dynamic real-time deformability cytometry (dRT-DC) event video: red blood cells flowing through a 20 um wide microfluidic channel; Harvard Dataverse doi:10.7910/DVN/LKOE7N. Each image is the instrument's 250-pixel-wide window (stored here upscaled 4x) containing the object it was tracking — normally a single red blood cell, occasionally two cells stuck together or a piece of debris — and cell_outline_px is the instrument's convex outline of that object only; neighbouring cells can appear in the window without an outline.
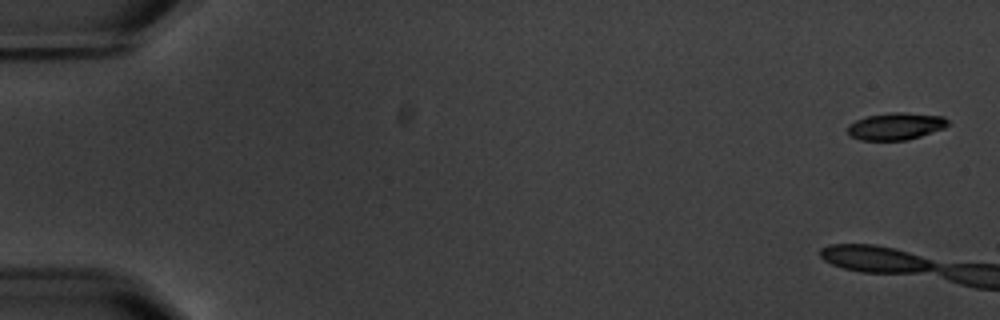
{"species": "common noctule bat (a hibernating species)", "species_latin": "Nyctalus noctula", "temperature_condition": "warm", "stored_images_in_passage": 6, "camera_frame_rate_fps": 3000, "um_per_image_px": 0.085, "animal": {"sex": "male", "body_mass_g": 20.1, "forearm_length_mm": 53.5}, "frame": {"image": 1, "passage_image": 1, "time_ms": 0.0, "image_size_px": [1000, 320], "cell_outline_px": [[948, 124], [944, 128], [908, 140], [860, 140], [848, 136], [848, 124], [856, 120], [868, 116], [892, 112], [904, 112], [944, 116], [948, 120]], "centroid_in_image_um": [76.12, 10.73], "position_along_channel_um": 8.9, "area_um2": 15.9}}